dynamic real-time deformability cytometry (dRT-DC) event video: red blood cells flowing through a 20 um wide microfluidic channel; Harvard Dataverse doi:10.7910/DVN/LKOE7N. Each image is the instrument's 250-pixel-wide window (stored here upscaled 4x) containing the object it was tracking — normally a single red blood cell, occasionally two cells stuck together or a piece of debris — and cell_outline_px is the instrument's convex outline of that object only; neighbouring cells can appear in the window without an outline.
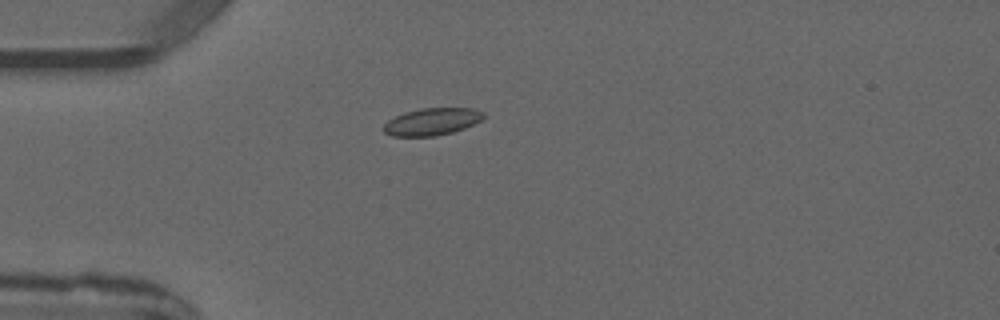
{"species": "common noctule bat (a hibernating species)", "species_latin": "Nyctalus noctula", "temperature_condition": "warm", "stored_images_in_passage": 2, "camera_frame_rate_fps": 3000, "um_per_image_px": 0.085, "animal": {"sex": "male", "forearm_length_mm": 52.5}, "frame": {"image": 1, "passage_image": 2, "time_ms": 1.0, "image_size_px": [1000, 320], "cell_outline_px": [[484, 116], [480, 120], [464, 128], [452, 132], [432, 136], [392, 136], [384, 132], [384, 124], [388, 120], [404, 112], [420, 108], [472, 108], [484, 112]], "centroid_in_image_um": [36.69, 10.33], "position_along_channel_um": 48.3, "area_um2": 15.66}}